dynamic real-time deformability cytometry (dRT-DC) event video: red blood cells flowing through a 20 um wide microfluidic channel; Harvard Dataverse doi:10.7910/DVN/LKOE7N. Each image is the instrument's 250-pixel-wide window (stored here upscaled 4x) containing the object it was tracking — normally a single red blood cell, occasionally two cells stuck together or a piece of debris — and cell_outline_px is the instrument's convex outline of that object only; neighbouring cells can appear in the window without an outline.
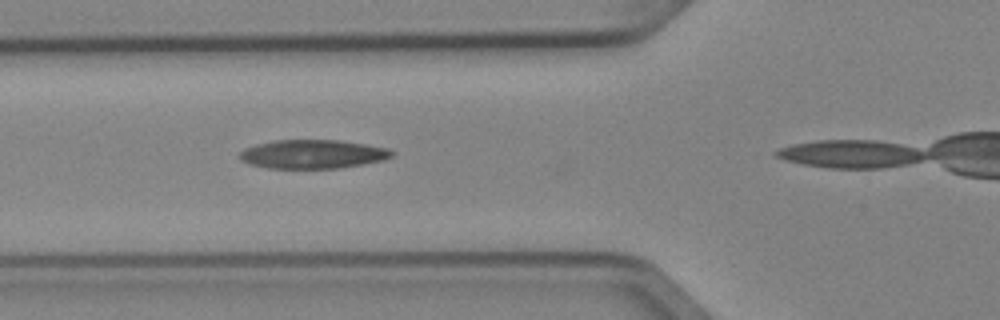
{"species": "Egyptian fruit bat (a non-hibernating species)", "species_latin": "Rousettus aegyptiacus", "temperature_condition": "cold", "stored_images_in_passage": 3, "camera_frame_rate_fps": 3000, "um_per_image_px": 0.085, "animal": {"sex": "female"}, "frame": {"image": 1, "passage_image": 2, "time_ms": 0.333, "image_size_px": [1000, 320], "cell_outline_px": [[392, 156], [384, 160], [364, 164], [340, 168], [268, 168], [248, 164], [240, 160], [236, 156], [244, 148], [256, 144], [276, 140], [336, 140], [364, 144], [388, 148], [392, 152]], "centroid_in_image_um": [26.52, 13.11], "position_along_channel_um": 99.3, "area_um2": 25.61}}